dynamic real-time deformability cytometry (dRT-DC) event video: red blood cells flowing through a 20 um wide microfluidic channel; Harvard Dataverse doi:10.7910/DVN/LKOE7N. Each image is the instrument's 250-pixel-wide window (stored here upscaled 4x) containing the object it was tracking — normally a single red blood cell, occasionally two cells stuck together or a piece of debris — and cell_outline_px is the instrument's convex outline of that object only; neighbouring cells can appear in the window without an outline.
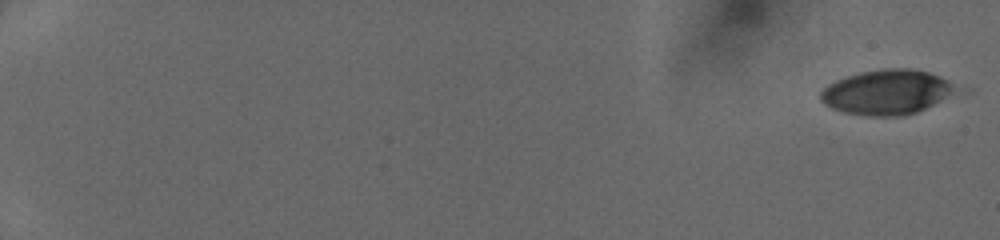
{"species": "human", "species_latin": "Homo sapiens", "temperature_condition": "cold", "stored_images_in_passage": 51, "camera_frame_rate_fps": 3000, "um_per_image_px": 0.085, "donor": {"sex": "female"}, "frame": {"image": 1, "passage_image": 1, "time_ms": 0.0, "image_size_px": [1000, 240], "cell_outline_px": [[956, 92], [916, 112], [904, 116], [868, 116], [844, 112], [832, 108], [824, 104], [820, 100], [820, 92], [828, 84], [836, 80], [860, 72], [884, 68], [908, 68], [928, 72], [940, 76], [956, 88]], "centroid_in_image_um": [75.32, 7.83], "position_along_channel_um": 9.7, "area_um2": 34.97}}
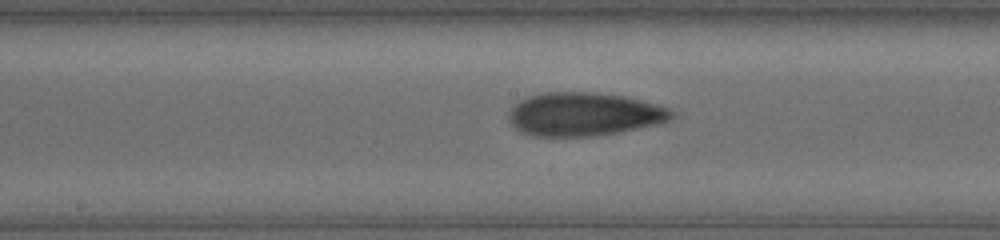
{"frame": {"image": 2, "passage_image": 30, "time_ms": 9.667, "image_size_px": [1000, 240], "cell_outline_px": [[680, 112], [676, 116], [664, 124], [596, 136], [532, 136], [520, 132], [508, 120], [508, 112], [520, 100], [528, 96], [540, 92], [592, 92], [628, 96], [660, 104], [672, 108]], "centroid_in_image_um": [49.76, 9.7], "position_along_channel_um": 198.4, "area_um2": 42.31}}
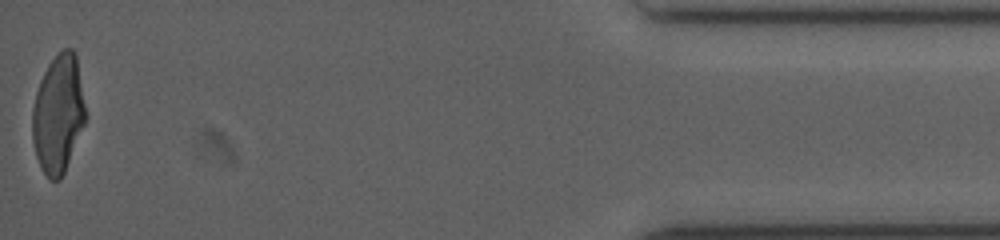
{"frame": {"image": 3, "passage_image": 51, "time_ms": 16.667, "image_size_px": [1000, 240], "cell_outline_px": [[88, 116], [64, 172], [60, 180], [48, 180], [40, 168], [36, 156], [32, 140], [32, 108], [36, 92], [40, 80], [48, 64], [64, 48], [72, 48], [76, 52]], "centroid_in_image_um": [4.96, 9.69], "position_along_channel_um": 430.2, "area_um2": 37.17}}